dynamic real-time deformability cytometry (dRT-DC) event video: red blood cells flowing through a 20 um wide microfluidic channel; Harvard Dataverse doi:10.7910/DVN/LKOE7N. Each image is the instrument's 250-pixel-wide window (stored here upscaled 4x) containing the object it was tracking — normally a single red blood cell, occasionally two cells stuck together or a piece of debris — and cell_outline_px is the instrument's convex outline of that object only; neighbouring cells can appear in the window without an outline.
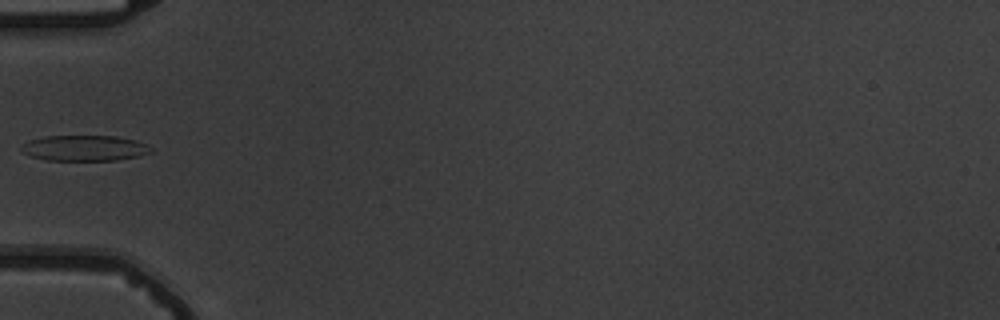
{"species": "common noctule bat (a hibernating species)", "species_latin": "Nyctalus noctula", "temperature_condition": "warm", "stored_images_in_passage": 4, "camera_frame_rate_fps": 3000, "um_per_image_px": 0.085, "animal": {"sex": "male", "body_mass_g": 19.5, "forearm_length_mm": 54.6}, "frame": {"image": 1, "passage_image": 4, "time_ms": 3.333, "image_size_px": [1000, 320], "cell_outline_px": [[152, 152], [136, 156], [116, 160], [44, 160], [20, 152], [20, 148], [28, 140], [44, 136], [116, 136], [136, 140], [152, 148]], "centroid_in_image_um": [7.14, 12.58], "position_along_channel_um": 77.9, "area_um2": 19.31}}